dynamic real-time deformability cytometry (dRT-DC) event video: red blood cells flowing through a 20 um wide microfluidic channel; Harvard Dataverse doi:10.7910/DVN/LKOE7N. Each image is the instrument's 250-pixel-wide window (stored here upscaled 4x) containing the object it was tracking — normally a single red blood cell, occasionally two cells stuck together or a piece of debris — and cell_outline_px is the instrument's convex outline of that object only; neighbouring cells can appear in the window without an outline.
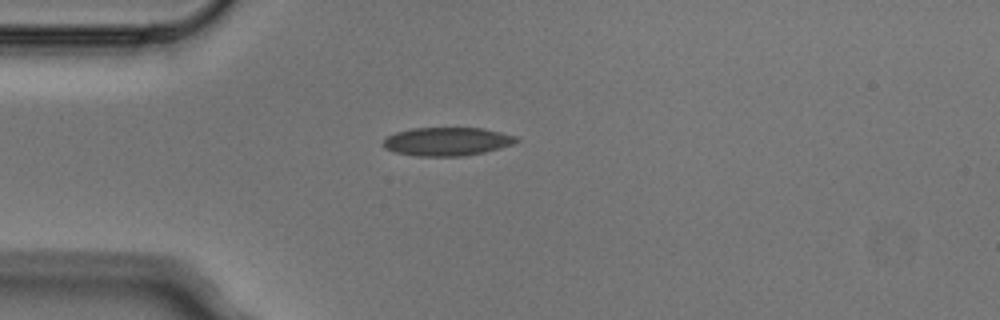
{"species": "Egyptian fruit bat (a non-hibernating species)", "species_latin": "Rousettus aegyptiacus", "temperature_condition": "cold", "stored_images_in_passage": 3, "camera_frame_rate_fps": 3000, "um_per_image_px": 0.085, "animal": {"sex": "male"}, "frame": {"image": 1, "passage_image": 3, "time_ms": 0.667, "image_size_px": [1000, 320], "cell_outline_px": [[520, 140], [512, 144], [500, 148], [484, 152], [464, 156], [416, 156], [396, 152], [384, 148], [380, 144], [388, 136], [396, 132], [412, 128], [484, 128], [516, 136]], "centroid_in_image_um": [37.99, 12.03], "position_along_channel_um": 47.0, "area_um2": 22.08}}